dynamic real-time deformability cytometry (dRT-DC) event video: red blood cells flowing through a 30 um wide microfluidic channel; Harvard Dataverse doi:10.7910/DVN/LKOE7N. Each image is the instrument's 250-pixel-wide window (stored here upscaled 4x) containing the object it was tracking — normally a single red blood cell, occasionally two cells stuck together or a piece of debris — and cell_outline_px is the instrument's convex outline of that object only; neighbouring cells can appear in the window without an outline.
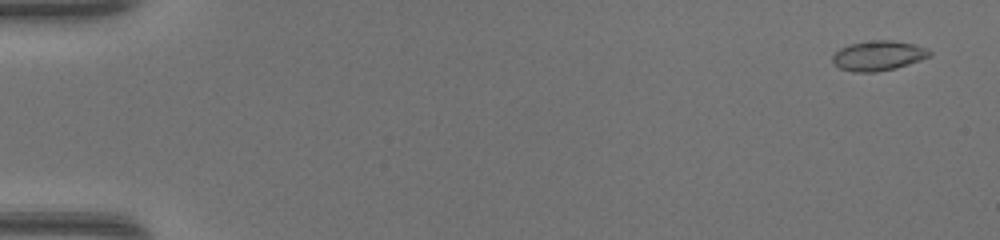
{"species": "common noctule bat (a hibernating species)", "species_latin": "Nyctalus noctula", "temperature_condition": "warm", "stored_images_in_passage": 50, "camera_frame_rate_fps": 3000, "um_per_image_px": 0.085, "animal": {"sex": "female", "body_mass_g": 17.0, "forearm_length_mm": 48.0}, "frame": {"image": 1, "passage_image": 3, "time_ms": 0.667, "image_size_px": [1000, 240], "cell_outline_px": [[932, 56], [896, 68], [876, 72], [852, 72], [840, 68], [832, 60], [832, 56], [840, 48], [852, 44], [872, 40], [892, 40], [912, 44], [928, 48], [932, 52]], "centroid_in_image_um": [74.69, 4.73], "position_along_channel_um": 10.3, "area_um2": 16.82}}
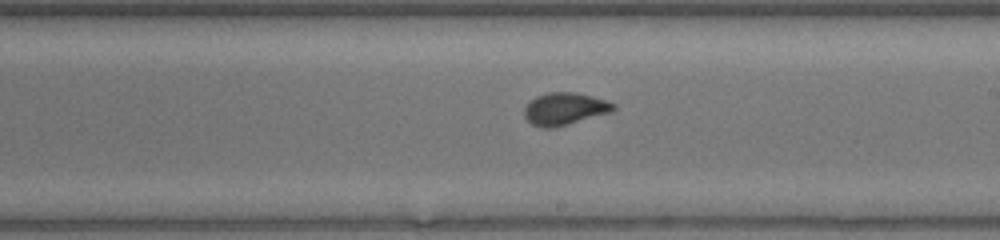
{"frame": {"image": 2, "passage_image": 30, "time_ms": 9.667, "image_size_px": [1000, 240], "cell_outline_px": [[616, 108], [612, 112], [568, 124], [552, 128], [544, 128], [532, 124], [524, 116], [524, 108], [536, 96], [548, 92], [576, 92], [592, 96], [616, 104]], "centroid_in_image_um": [48.01, 9.24], "position_along_channel_um": 241.0, "area_um2": 16.7}}
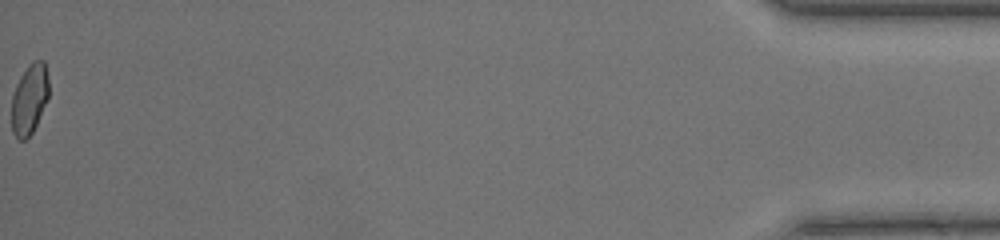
{"frame": {"image": 3, "passage_image": 50, "time_ms": 16.333, "image_size_px": [1000, 240], "cell_outline_px": [[48, 100], [32, 132], [24, 140], [20, 140], [12, 132], [12, 92], [20, 76], [28, 64], [32, 60], [44, 60], [48, 80]], "centroid_in_image_um": [2.5, 8.39], "position_along_channel_um": 432.7, "area_um2": 15.26}, "authors_computed_cell_mechanics": {"area_um2": 16.3863, "velocity_mm_per_s": 4.352, "shape_relaxation_time_tau1_ms": 6.2545, "shape_relaxation_time_tau2_ms": null, "deformation_change_tau1": 0.1801, "deformation_change_tau2": null}}